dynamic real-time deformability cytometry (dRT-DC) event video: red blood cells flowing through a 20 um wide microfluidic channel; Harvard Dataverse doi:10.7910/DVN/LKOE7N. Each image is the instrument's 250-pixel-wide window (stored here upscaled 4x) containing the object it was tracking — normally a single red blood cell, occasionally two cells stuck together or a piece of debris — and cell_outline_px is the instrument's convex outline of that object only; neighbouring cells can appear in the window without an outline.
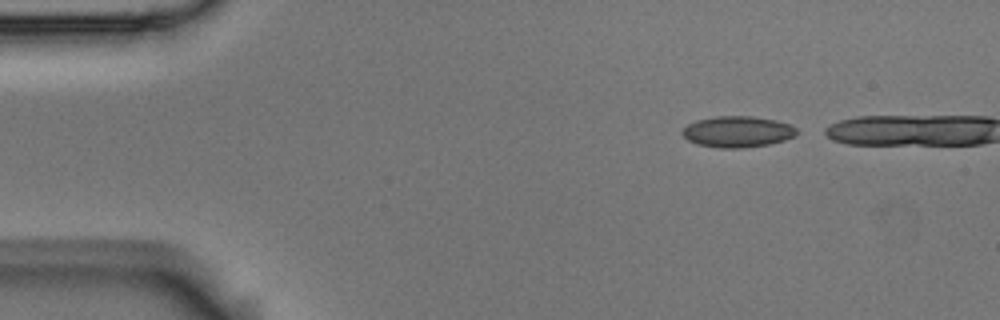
{"species": "Egyptian fruit bat (a non-hibernating species)", "species_latin": "Rousettus aegyptiacus", "temperature_condition": "room temperature", "stored_images_in_passage": 3, "camera_frame_rate_fps": 3000, "um_per_image_px": 0.085, "animal": {"sex": "male"}, "frame": {"image": 1, "passage_image": 1, "time_ms": 0.0, "image_size_px": [1000, 320], "cell_outline_px": [[796, 136], [784, 140], [768, 144], [740, 148], [720, 148], [696, 144], [688, 140], [680, 132], [688, 124], [696, 120], [716, 116], [752, 116], [776, 120], [788, 124], [796, 128]], "centroid_in_image_um": [62.66, 11.19], "position_along_channel_um": 22.3, "area_um2": 20.69}}